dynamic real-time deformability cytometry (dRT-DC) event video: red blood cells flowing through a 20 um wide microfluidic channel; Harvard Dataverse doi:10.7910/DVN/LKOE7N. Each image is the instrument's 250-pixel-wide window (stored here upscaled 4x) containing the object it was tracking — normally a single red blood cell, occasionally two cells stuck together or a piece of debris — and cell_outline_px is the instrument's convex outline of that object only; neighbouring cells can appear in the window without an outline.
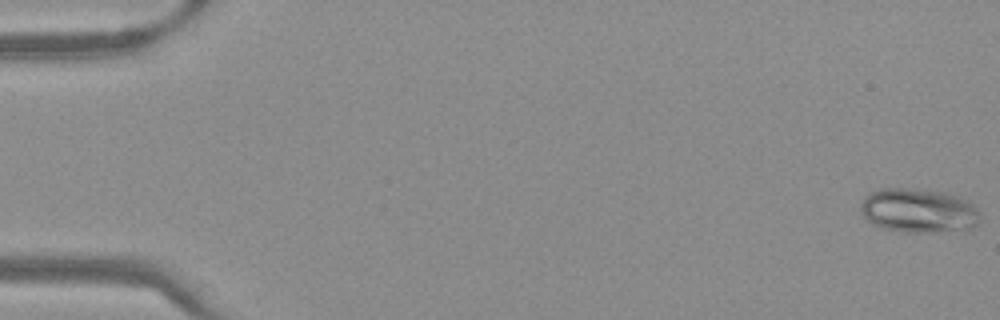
{"species": "Egyptian fruit bat (a non-hibernating species)", "species_latin": "Rousettus aegyptiacus", "temperature_condition": "warm", "stored_images_in_passage": 51, "camera_frame_rate_fps": 3000, "um_per_image_px": 0.085, "frame": {"image": 1, "passage_image": 1, "time_ms": 0.0, "image_size_px": [1000, 320], "cell_outline_px": [[980, 220], [972, 228], [936, 232], [904, 232], [880, 228], [872, 224], [860, 212], [860, 204], [864, 196], [868, 192], [880, 188], [904, 188], [944, 192], [968, 200], [980, 212]], "centroid_in_image_um": [78.04, 17.9], "position_along_channel_um": 7.0, "area_um2": 31.04}}
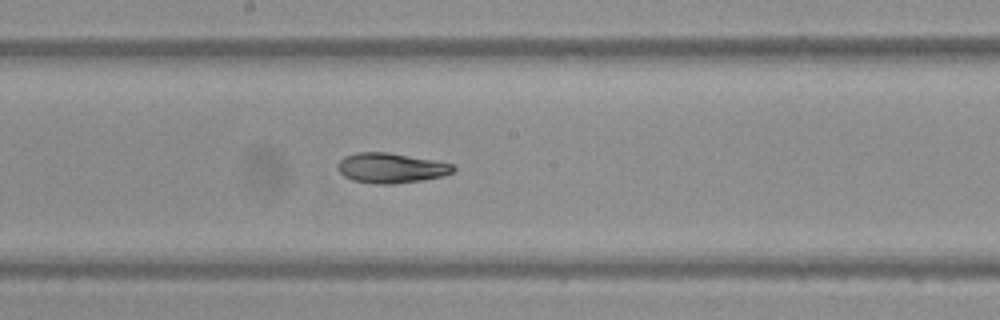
{"frame": {"image": 2, "passage_image": 28, "time_ms": 9.0, "image_size_px": [1000, 320], "cell_outline_px": [[456, 168], [452, 172], [444, 176], [424, 180], [392, 184], [376, 184], [352, 180], [344, 176], [336, 168], [336, 164], [344, 156], [356, 152], [388, 152], [432, 160], [452, 164]], "centroid_in_image_um": [33.2, 14.28], "position_along_channel_um": 215.0, "area_um2": 20.29}}
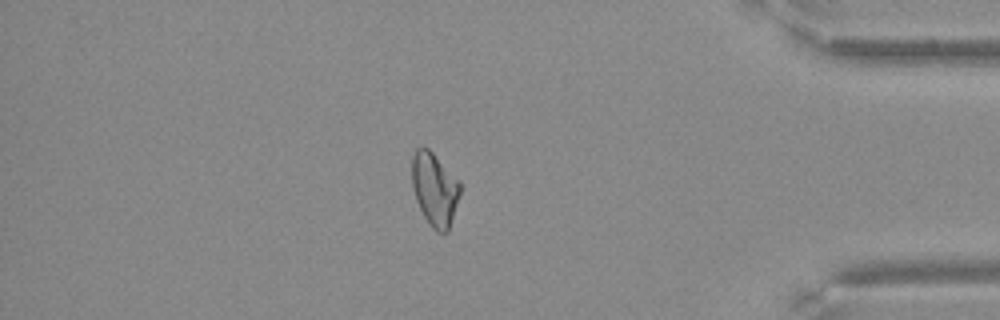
{"frame": {"image": 3, "passage_image": 44, "time_ms": 14.333, "image_size_px": [1000, 320], "cell_outline_px": [[460, 192], [448, 232], [436, 232], [432, 228], [424, 216], [416, 200], [412, 188], [412, 156], [416, 148], [428, 148], [460, 180]], "centroid_in_image_um": [36.94, 16.07], "position_along_channel_um": 398.3, "area_um2": 20.46}}